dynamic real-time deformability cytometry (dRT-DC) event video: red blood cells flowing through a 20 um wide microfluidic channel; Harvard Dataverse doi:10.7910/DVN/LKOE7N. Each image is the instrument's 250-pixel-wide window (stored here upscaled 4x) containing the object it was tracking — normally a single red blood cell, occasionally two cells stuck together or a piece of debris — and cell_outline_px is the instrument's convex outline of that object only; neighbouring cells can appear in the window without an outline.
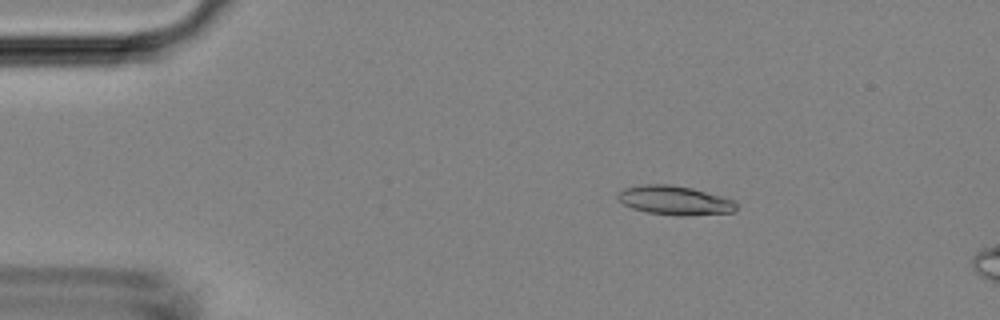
{"species": "Egyptian fruit bat (a non-hibernating species)", "species_latin": "Rousettus aegyptiacus", "temperature_condition": "room temperature", "stored_images_in_passage": 47, "camera_frame_rate_fps": 3000, "um_per_image_px": 0.085, "animal": {"sex": "female"}, "frame": {"image": 1, "passage_image": 8, "time_ms": 2.333, "image_size_px": [1000, 320], "cell_outline_px": [[736, 212], [688, 216], [676, 216], [644, 212], [632, 208], [624, 204], [616, 196], [624, 188], [640, 184], [672, 184], [692, 188], [736, 200]], "centroid_in_image_um": [57.37, 17.04], "position_along_channel_um": 27.6, "area_um2": 20.4}}
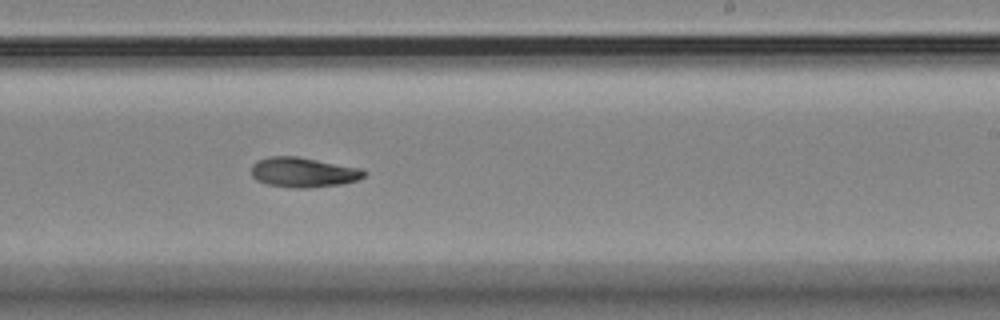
{"frame": {"image": 2, "passage_image": 29, "time_ms": 9.333, "image_size_px": [1000, 320], "cell_outline_px": [[368, 172], [364, 176], [356, 180], [340, 184], [308, 188], [296, 188], [268, 184], [256, 180], [252, 176], [252, 164], [256, 160], [268, 156], [296, 156], [364, 168]], "centroid_in_image_um": [25.79, 14.63], "position_along_channel_um": 263.2, "area_um2": 19.77}}
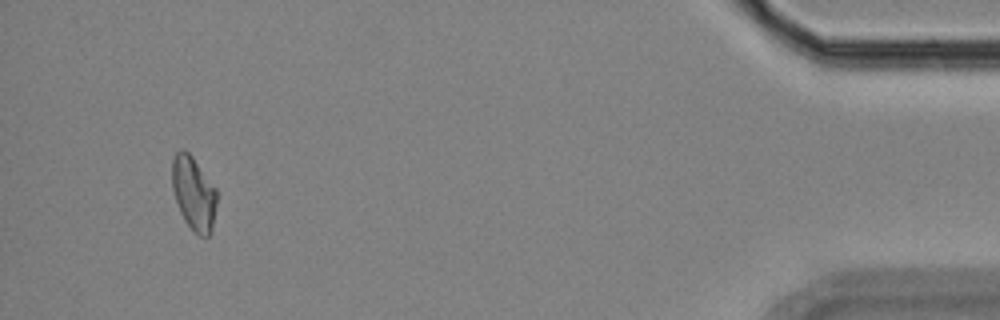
{"frame": {"image": 3, "passage_image": 45, "time_ms": 14.667, "image_size_px": [1000, 320], "cell_outline_px": [[216, 204], [212, 232], [208, 236], [200, 236], [192, 232], [184, 220], [180, 212], [172, 188], [172, 160], [176, 152], [180, 148], [184, 148], [192, 156], [216, 188]], "centroid_in_image_um": [16.45, 16.44], "position_along_channel_um": 418.7, "area_um2": 19.36}}